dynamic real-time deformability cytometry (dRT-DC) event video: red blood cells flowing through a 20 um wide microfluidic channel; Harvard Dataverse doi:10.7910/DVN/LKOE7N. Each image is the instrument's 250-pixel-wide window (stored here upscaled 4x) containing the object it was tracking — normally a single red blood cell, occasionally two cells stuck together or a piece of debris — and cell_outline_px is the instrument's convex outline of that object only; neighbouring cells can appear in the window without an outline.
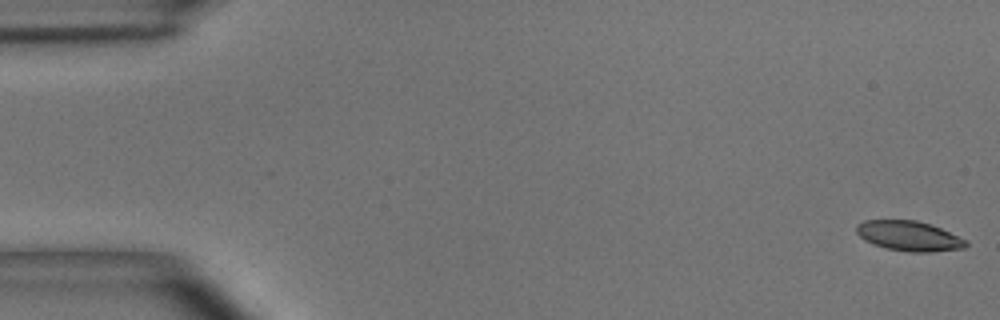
{"species": "common noctule bat (a hibernating species)", "species_latin": "Nyctalus noctula", "temperature_condition": "room temperature", "stored_images_in_passage": 56, "camera_frame_rate_fps": 3000, "um_per_image_px": 0.085, "animal": {"sex": "male", "body_mass_g": 15.6}, "frame": {"image": 1, "passage_image": 1, "time_ms": 0.0, "image_size_px": [1000, 320], "cell_outline_px": [[968, 244], [964, 248], [932, 252], [908, 252], [888, 248], [872, 244], [864, 240], [856, 232], [856, 224], [864, 220], [916, 220], [932, 224], [968, 240]], "centroid_in_image_um": [77.28, 20.05], "position_along_channel_um": 7.7, "area_um2": 19.31}}
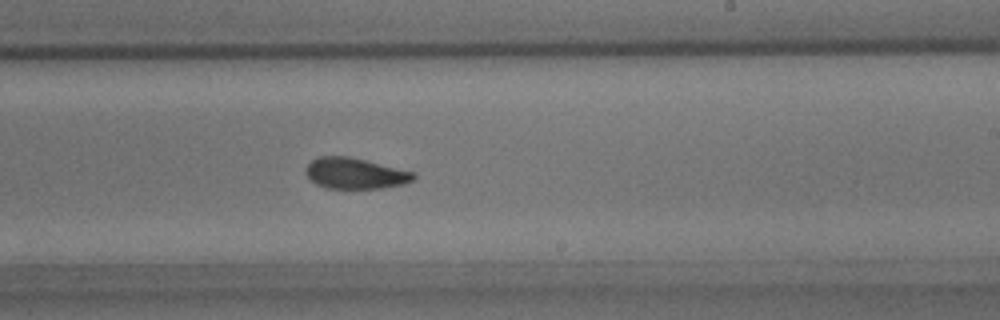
{"frame": {"image": 2, "passage_image": 33, "time_ms": 10.667, "image_size_px": [1000, 320], "cell_outline_px": [[416, 176], [412, 180], [404, 184], [380, 188], [324, 188], [308, 180], [304, 172], [308, 164], [312, 160], [320, 156], [348, 156], [416, 172]], "centroid_in_image_um": [30.15, 14.74], "position_along_channel_um": 258.8, "area_um2": 19.54}}
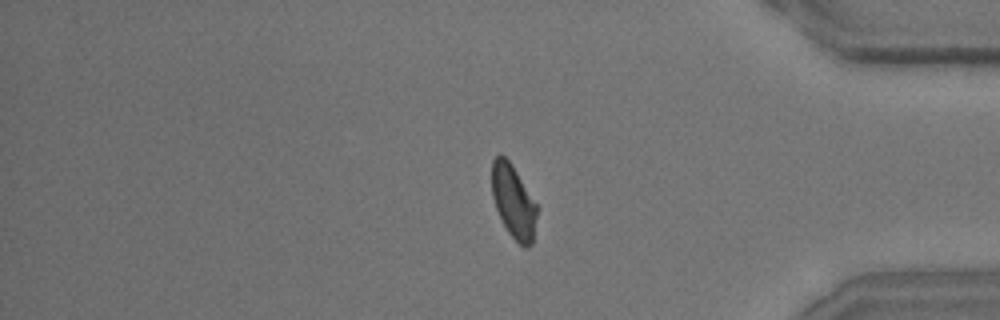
{"frame": {"image": 3, "passage_image": 46, "time_ms": 15.0, "image_size_px": [1000, 320], "cell_outline_px": [[536, 216], [532, 244], [528, 248], [524, 248], [508, 232], [496, 208], [492, 196], [492, 160], [500, 152], [512, 164], [536, 204]], "centroid_in_image_um": [43.62, 17.11], "position_along_channel_um": 391.6, "area_um2": 18.96}, "authors_computed_cell_mechanics": {"area_um2": 19.7676, "velocity_mm_per_s": 3.6207, "shape_relaxation_time_tau1_ms": 4.5853, "shape_relaxation_time_tau2_ms": 2.322, "deformation_change_tau1": 0.132, "deformation_change_tau2": 0.0793}}